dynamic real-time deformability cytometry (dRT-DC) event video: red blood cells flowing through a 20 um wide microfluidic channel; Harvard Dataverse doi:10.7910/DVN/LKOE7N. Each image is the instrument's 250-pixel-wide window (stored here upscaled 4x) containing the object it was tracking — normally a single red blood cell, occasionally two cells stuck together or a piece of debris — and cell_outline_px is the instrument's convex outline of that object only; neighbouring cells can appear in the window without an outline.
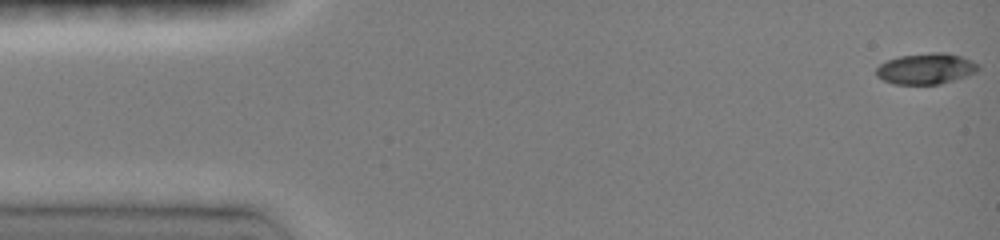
{"species": "common noctule bat (a hibernating species)", "species_latin": "Nyctalus noctula", "temperature_condition": "room temperature", "stored_images_in_passage": 47, "camera_frame_rate_fps": 3000, "um_per_image_px": 0.085, "animal": {"sex": "female", "body_mass_g": 19.0, "forearm_length_mm": 51.5}, "frame": {"image": 1, "passage_image": 1, "time_ms": 0.0, "image_size_px": [1000, 240], "cell_outline_px": [[980, 68], [976, 72], [940, 84], [896, 84], [884, 80], [876, 76], [876, 68], [880, 64], [888, 60], [900, 56], [936, 52], [944, 52], [960, 56], [972, 60], [980, 64]], "centroid_in_image_um": [78.72, 5.83], "position_along_channel_um": 6.3, "area_um2": 18.21}}
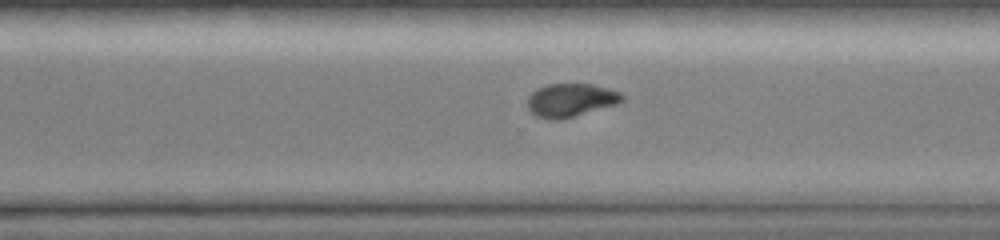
{"frame": {"image": 2, "passage_image": 33, "time_ms": 10.667, "image_size_px": [1000, 240], "cell_outline_px": [[624, 100], [616, 104], [564, 120], [552, 120], [536, 116], [528, 108], [528, 96], [536, 88], [548, 84], [592, 84], [608, 88], [620, 92], [624, 96]], "centroid_in_image_um": [48.51, 8.52], "position_along_channel_um": 322.1, "area_um2": 18.55}}
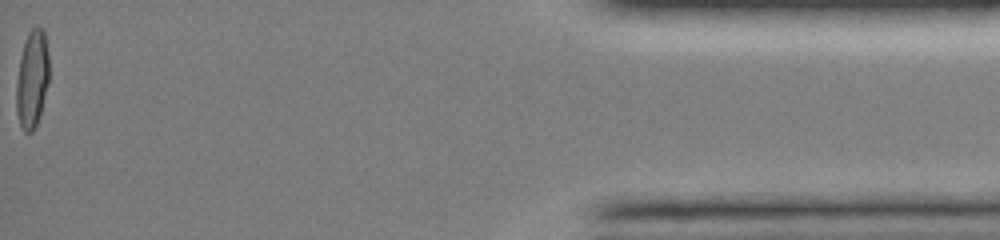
{"frame": {"image": 3, "passage_image": 47, "time_ms": 15.333, "image_size_px": [1000, 240], "cell_outline_px": [[48, 84], [40, 116], [32, 132], [24, 132], [20, 124], [16, 112], [16, 84], [20, 56], [24, 40], [28, 32], [32, 28], [44, 28], [48, 52]], "centroid_in_image_um": [2.72, 6.71], "position_along_channel_um": 432.5, "area_um2": 18.79}, "authors_computed_cell_mechanics": {"area_um2": 18.7272, "velocity_mm_per_s": 4.1334, "shape_relaxation_time_tau1_ms": 5.1754, "shape_relaxation_time_tau2_ms": 1.9305, "deformation_change_tau1": 0.2121, "deformation_change_tau2": 0.0547}}